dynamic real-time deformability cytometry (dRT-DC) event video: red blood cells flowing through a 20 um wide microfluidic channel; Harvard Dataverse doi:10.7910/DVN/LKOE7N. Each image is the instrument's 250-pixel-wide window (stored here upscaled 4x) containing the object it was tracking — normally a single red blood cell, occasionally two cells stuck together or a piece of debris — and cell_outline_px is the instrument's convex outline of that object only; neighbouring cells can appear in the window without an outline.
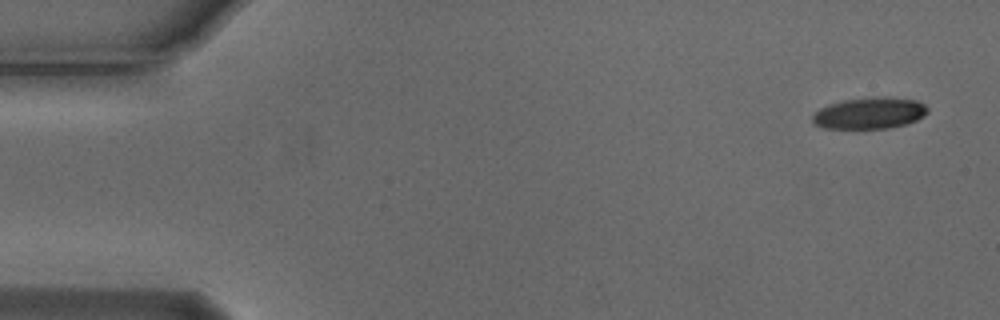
{"species": "Egyptian fruit bat (a non-hibernating species)", "species_latin": "Rousettus aegyptiacus", "temperature_condition": "cold", "stored_images_in_passage": 5, "camera_frame_rate_fps": 3000, "um_per_image_px": 0.085, "animal": {"sex": "male"}, "frame": {"image": 1, "passage_image": 1, "time_ms": 0.0, "image_size_px": [1000, 320], "cell_outline_px": [[928, 112], [924, 116], [916, 120], [904, 124], [888, 128], [824, 128], [812, 124], [812, 116], [820, 108], [828, 104], [844, 100], [884, 96], [916, 100], [924, 104], [928, 108]], "centroid_in_image_um": [73.9, 9.61], "position_along_channel_um": 11.1, "area_um2": 21.04}}
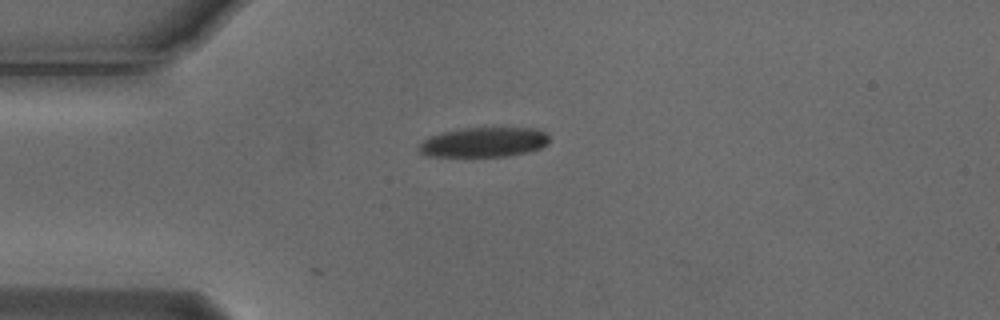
{"frame": {"image": 2, "passage_image": 4, "time_ms": 1.0, "image_size_px": [1000, 320], "cell_outline_px": [[548, 144], [540, 148], [508, 156], [428, 156], [420, 152], [420, 144], [428, 136], [440, 132], [460, 128], [532, 128], [544, 132], [548, 136]], "centroid_in_image_um": [41.1, 12.08], "position_along_channel_um": 43.9, "area_um2": 22.43}}